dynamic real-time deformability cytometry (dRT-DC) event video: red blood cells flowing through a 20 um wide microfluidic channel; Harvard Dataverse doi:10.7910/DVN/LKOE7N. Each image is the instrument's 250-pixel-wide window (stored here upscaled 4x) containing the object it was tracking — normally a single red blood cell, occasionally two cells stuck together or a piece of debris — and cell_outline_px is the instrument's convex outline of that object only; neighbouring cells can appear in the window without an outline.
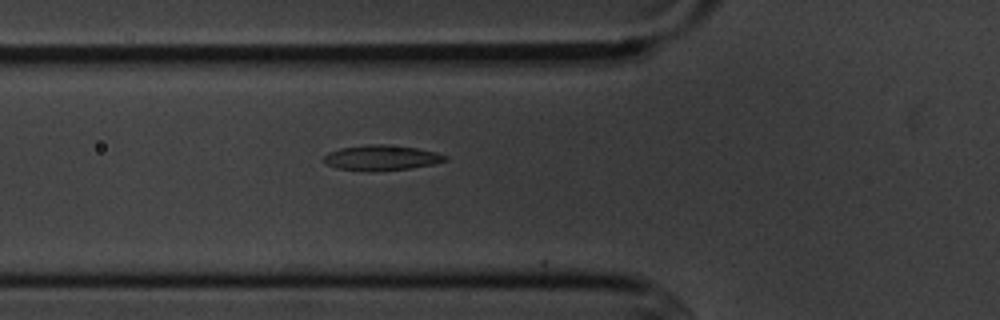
{"species": "common noctule bat (a hibernating species)", "species_latin": "Nyctalus noctula", "temperature_condition": "cold", "stored_images_in_passage": 5, "camera_frame_rate_fps": 3000, "um_per_image_px": 0.085, "animal": {"sex": "male", "body_mass_g": 20.1, "forearm_length_mm": 53.5}, "frame": {"image": 1, "passage_image": 5, "time_ms": 5.667, "image_size_px": [1000, 320], "cell_outline_px": [[448, 160], [432, 164], [408, 168], [336, 168], [328, 164], [324, 160], [324, 156], [328, 152], [340, 148], [368, 144], [388, 144], [416, 148], [436, 152], [448, 156]], "centroid_in_image_um": [32.47, 13.34], "position_along_channel_um": 93.3, "area_um2": 16.82}}